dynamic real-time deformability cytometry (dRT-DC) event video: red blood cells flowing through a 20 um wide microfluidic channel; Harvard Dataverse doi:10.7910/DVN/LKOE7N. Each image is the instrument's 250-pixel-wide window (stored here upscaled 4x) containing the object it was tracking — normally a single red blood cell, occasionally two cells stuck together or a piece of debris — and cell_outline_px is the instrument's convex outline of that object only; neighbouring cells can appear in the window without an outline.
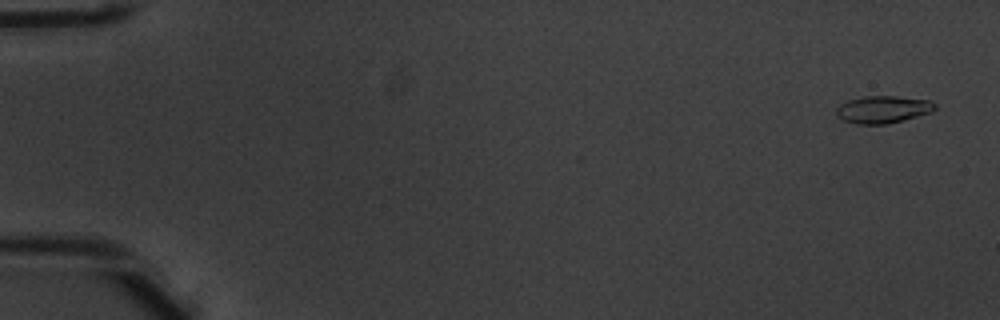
{"species": "common noctule bat (a hibernating species)", "species_latin": "Nyctalus noctula", "temperature_condition": "warm", "stored_images_in_passage": 5, "camera_frame_rate_fps": 3000, "um_per_image_px": 0.085, "animal": {"sex": "male", "body_mass_g": 20.1, "forearm_length_mm": 53.5}, "frame": {"image": 1, "passage_image": 1, "time_ms": 0.0, "image_size_px": [1000, 320], "cell_outline_px": [[936, 108], [932, 112], [904, 120], [888, 124], [856, 124], [844, 120], [836, 116], [836, 108], [840, 104], [848, 100], [864, 96], [896, 96], [928, 100], [936, 104]], "centroid_in_image_um": [75.04, 9.3], "position_along_channel_um": 10.0, "area_um2": 15.78}}